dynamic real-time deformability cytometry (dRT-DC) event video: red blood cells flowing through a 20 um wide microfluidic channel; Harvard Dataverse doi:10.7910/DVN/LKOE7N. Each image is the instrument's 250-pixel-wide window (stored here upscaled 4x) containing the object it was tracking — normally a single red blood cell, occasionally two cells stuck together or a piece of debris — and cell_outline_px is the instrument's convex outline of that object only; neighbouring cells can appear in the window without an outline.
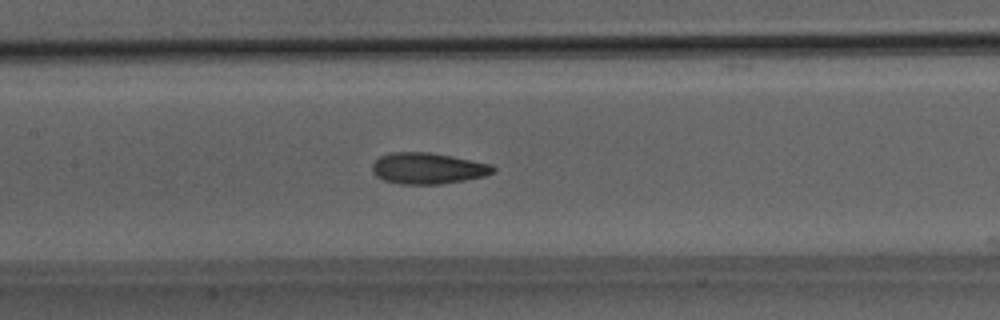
{"species": "Egyptian fruit bat (a non-hibernating species)", "species_latin": "Rousettus aegyptiacus", "temperature_condition": "room temperature", "stored_images_in_passage": 25, "camera_frame_rate_fps": 3000, "um_per_image_px": 0.085, "animal": {"sex": "male"}, "frame": {"image": 1, "passage_image": 24, "time_ms": 7.667, "image_size_px": [1000, 320], "cell_outline_px": [[496, 172], [484, 176], [464, 180], [440, 184], [400, 184], [384, 180], [376, 176], [372, 172], [372, 164], [380, 156], [392, 152], [428, 152], [452, 156], [492, 164], [496, 168]], "centroid_in_image_um": [36.38, 14.31], "position_along_channel_um": 171.0, "area_um2": 22.02}}